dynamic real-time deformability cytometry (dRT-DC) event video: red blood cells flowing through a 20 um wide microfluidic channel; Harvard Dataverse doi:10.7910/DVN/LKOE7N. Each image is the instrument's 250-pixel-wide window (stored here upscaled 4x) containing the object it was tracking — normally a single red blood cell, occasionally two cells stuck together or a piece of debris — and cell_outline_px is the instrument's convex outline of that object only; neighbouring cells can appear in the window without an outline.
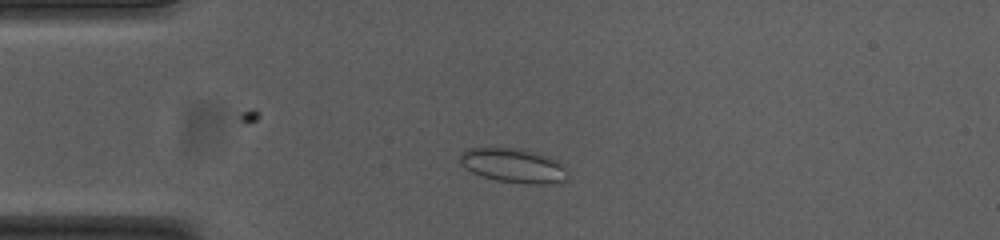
{"species": "common noctule bat (a hibernating species)", "species_latin": "Nyctalus noctula", "temperature_condition": "cold", "stored_images_in_passage": 49, "camera_frame_rate_fps": 3000, "um_per_image_px": 0.085, "animal": {"sex": "female", "body_mass_g": 23.0, "forearm_length_mm": 53.4}, "frame": {"image": 1, "passage_image": 7, "time_ms": 2.0, "image_size_px": [1000, 240], "cell_outline_px": [[564, 180], [552, 184], [528, 184], [496, 180], [472, 172], [464, 168], [460, 164], [460, 156], [468, 148], [512, 148], [552, 156], [564, 168]], "centroid_in_image_um": [43.61, 14.07], "position_along_channel_um": 41.4, "area_um2": 21.1}}
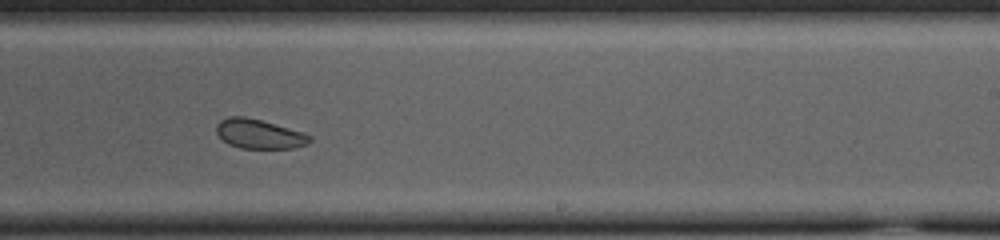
{"frame": {"image": 2, "passage_image": 27, "time_ms": 8.667, "image_size_px": [1000, 240], "cell_outline_px": [[312, 140], [308, 144], [292, 148], [240, 148], [228, 144], [216, 132], [216, 124], [220, 120], [228, 116], [244, 116], [260, 120], [304, 132], [312, 136]], "centroid_in_image_um": [22.04, 11.38], "position_along_channel_um": 267.0, "area_um2": 16.01}}
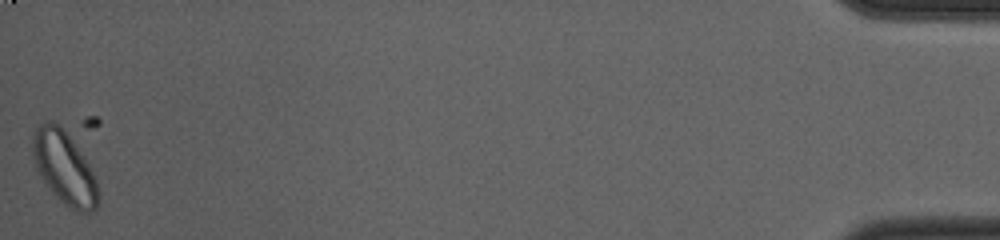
{"frame": {"image": 3, "passage_image": 48, "time_ms": 15.667, "image_size_px": [1000, 240], "cell_outline_px": [[100, 196], [96, 208], [92, 212], [80, 212], [64, 204], [56, 196], [36, 172], [32, 152], [32, 136], [36, 128], [40, 124], [48, 120], [56, 124], [68, 132], [88, 164], [96, 180]], "centroid_in_image_um": [5.45, 14.26], "position_along_channel_um": 429.7, "area_um2": 27.74}, "authors_computed_cell_mechanics": {"area_um2": 18.1492, "velocity_mm_per_s": 3.7346, "shape_relaxation_time_tau1_ms": null, "shape_relaxation_time_tau2_ms": 3.9089, "deformation_change_tau1": null, "deformation_change_tau2": 0.0711}}